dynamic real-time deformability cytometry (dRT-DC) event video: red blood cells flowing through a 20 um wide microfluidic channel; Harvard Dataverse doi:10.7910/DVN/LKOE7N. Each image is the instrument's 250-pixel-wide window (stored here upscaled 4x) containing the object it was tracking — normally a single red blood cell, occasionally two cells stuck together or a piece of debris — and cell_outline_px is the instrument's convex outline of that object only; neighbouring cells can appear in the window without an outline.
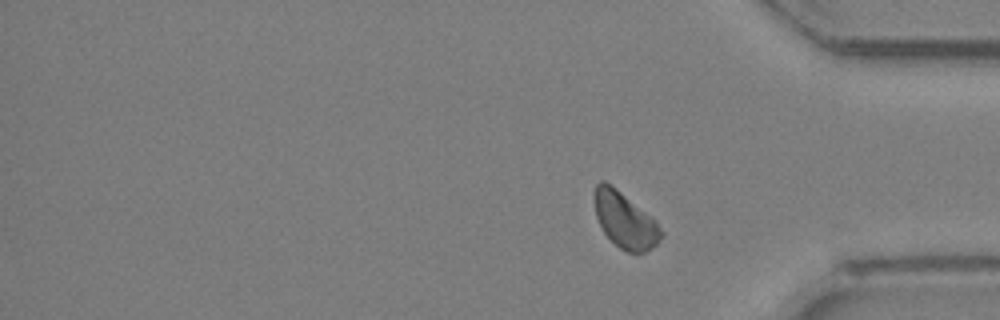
{"species": "Egyptian fruit bat (a non-hibernating species)", "species_latin": "Rousettus aegyptiacus", "temperature_condition": "room temperature", "stored_images_in_passage": 29, "segment_of_instrument_passage": [2, 2], "camera_frame_rate_fps": 3000, "um_per_image_px": 0.085, "animal": {"sex": "female"}, "frame": {"image": 1, "passage_image": 29, "time_ms": 9.333, "image_size_px": [1000, 320], "cell_outline_px": [[664, 236], [652, 248], [644, 252], [628, 252], [620, 248], [604, 232], [596, 216], [592, 196], [592, 192], [596, 184], [600, 180], [604, 180], [616, 188], [656, 220], [664, 232]], "centroid_in_image_um": [53.11, 18.68], "position_along_channel_um": 382.1, "area_um2": 21.79}}